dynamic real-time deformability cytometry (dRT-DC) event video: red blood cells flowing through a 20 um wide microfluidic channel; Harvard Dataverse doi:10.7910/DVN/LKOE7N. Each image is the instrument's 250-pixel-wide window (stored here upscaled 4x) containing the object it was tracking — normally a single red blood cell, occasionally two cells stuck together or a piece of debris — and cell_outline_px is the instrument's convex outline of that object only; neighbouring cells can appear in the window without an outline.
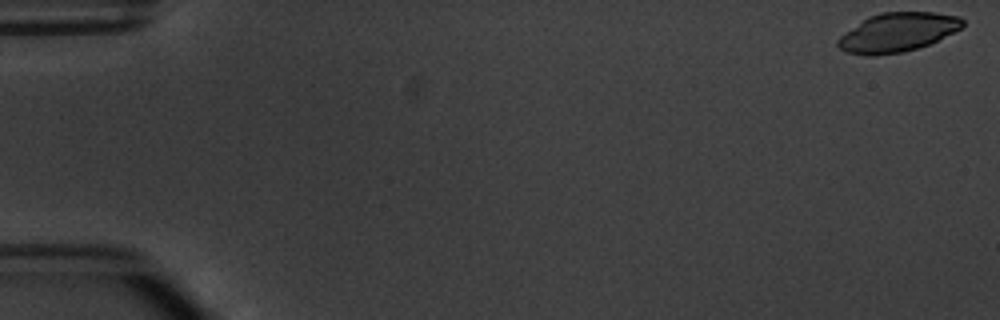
{"species": "common noctule bat (a hibernating species)", "species_latin": "Nyctalus noctula", "temperature_condition": "warm", "stored_images_in_passage": 6, "camera_frame_rate_fps": 3000, "um_per_image_px": 0.085, "animal": {"sex": "male", "body_mass_g": 20.1, "forearm_length_mm": 53.5}, "frame": {"image": 1, "passage_image": 1, "time_ms": 0.0, "image_size_px": [1000, 320], "cell_outline_px": [[964, 24], [960, 28], [928, 44], [916, 48], [900, 52], [876, 56], [868, 56], [848, 52], [840, 48], [836, 44], [836, 40], [844, 32], [868, 16], [884, 12], [932, 12], [960, 16], [964, 20]], "centroid_in_image_um": [76.25, 2.74], "position_along_channel_um": 8.8, "area_um2": 28.09}}